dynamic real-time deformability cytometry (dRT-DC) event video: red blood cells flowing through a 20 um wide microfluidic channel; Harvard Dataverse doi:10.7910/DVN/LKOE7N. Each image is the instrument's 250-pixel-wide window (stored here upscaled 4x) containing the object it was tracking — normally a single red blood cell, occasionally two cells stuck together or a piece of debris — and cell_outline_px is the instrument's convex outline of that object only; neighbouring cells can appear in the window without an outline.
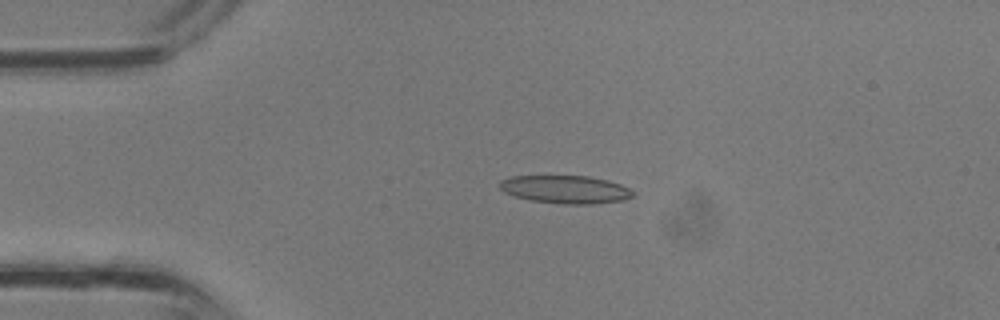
{"species": "common noctule bat (a hibernating species)", "species_latin": "Nyctalus noctula", "temperature_condition": "room temperature", "stored_images_in_passage": 33, "camera_frame_rate_fps": 3000, "um_per_image_px": 0.085, "animal": {"sex": "male", "body_mass_g": 13.3}, "frame": {"image": 1, "passage_image": 5, "time_ms": 1.333, "image_size_px": [1000, 320], "cell_outline_px": [[632, 196], [624, 200], [592, 204], [564, 204], [532, 200], [512, 196], [504, 192], [500, 188], [500, 180], [512, 176], [588, 176], [608, 180], [620, 184], [628, 188], [632, 192]], "centroid_in_image_um": [48.04, 16.1], "position_along_channel_um": 37.0, "area_um2": 21.62}}
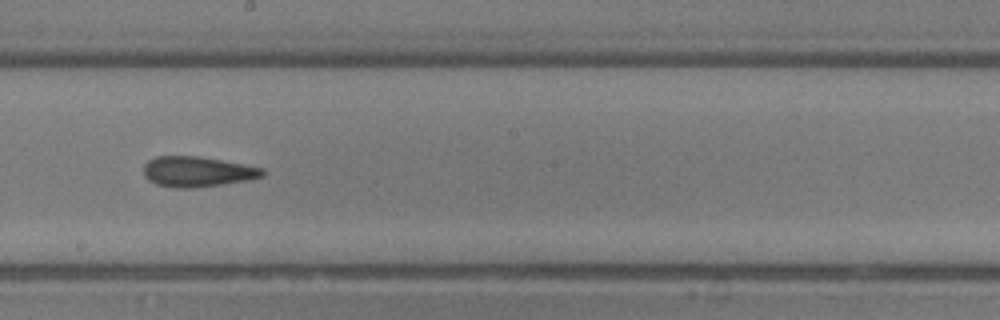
{"frame": {"image": 2, "passage_image": 17, "time_ms": 5.333, "image_size_px": [1000, 320], "cell_outline_px": [[264, 176], [244, 180], [220, 184], [188, 188], [176, 188], [156, 184], [148, 180], [144, 176], [144, 164], [148, 160], [156, 156], [200, 156], [244, 164], [264, 168]], "centroid_in_image_um": [16.74, 14.57], "position_along_channel_um": 231.5, "area_um2": 20.87}}
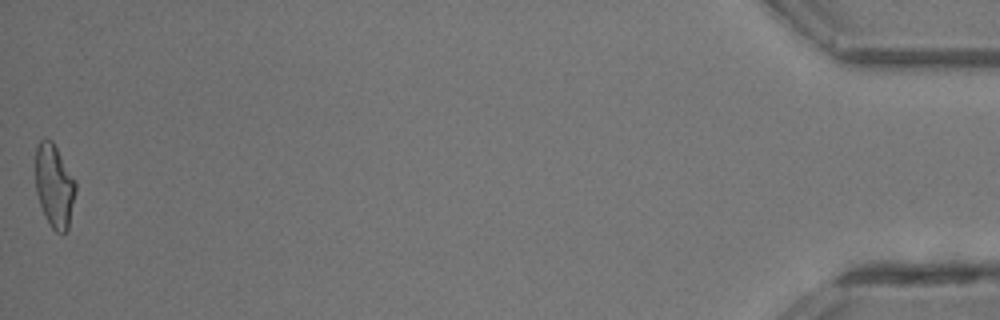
{"frame": {"image": 3, "passage_image": 33, "time_ms": 10.667, "image_size_px": [1000, 320], "cell_outline_px": [[76, 192], [68, 228], [64, 232], [56, 232], [52, 228], [40, 204], [36, 192], [36, 148], [40, 140], [44, 136], [52, 140], [76, 180]], "centroid_in_image_um": [4.63, 15.74], "position_along_channel_um": 430.6, "area_um2": 19.42}}